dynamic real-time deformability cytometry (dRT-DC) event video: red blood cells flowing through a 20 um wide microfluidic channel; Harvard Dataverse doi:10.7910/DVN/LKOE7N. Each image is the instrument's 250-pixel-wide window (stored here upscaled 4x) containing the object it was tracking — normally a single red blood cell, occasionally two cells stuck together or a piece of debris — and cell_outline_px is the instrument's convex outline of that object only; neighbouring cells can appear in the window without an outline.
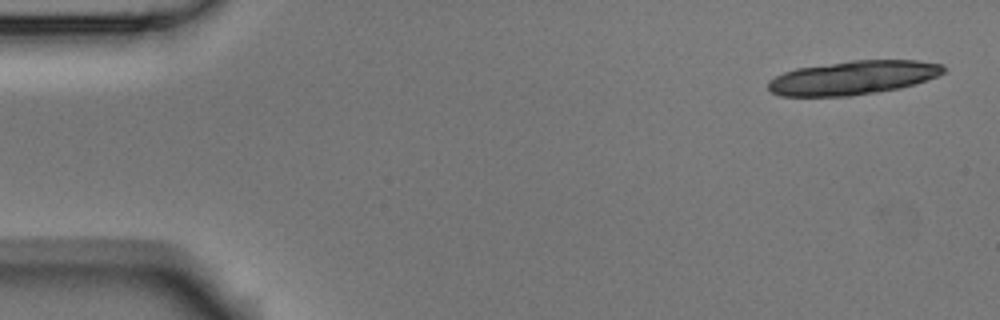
{"species": "Egyptian fruit bat (a non-hibernating species)", "species_latin": "Rousettus aegyptiacus", "temperature_condition": "room temperature", "stored_images_in_passage": 6, "camera_frame_rate_fps": 3000, "um_per_image_px": 0.085, "animal": {"sex": "male"}, "frame": {"image": 1, "passage_image": 1, "time_ms": 0.0, "image_size_px": [1000, 320], "cell_outline_px": [[948, 68], [940, 76], [928, 80], [900, 88], [852, 96], [780, 96], [772, 92], [768, 88], [768, 80], [784, 72], [796, 68], [852, 60], [916, 60], [944, 64]], "centroid_in_image_um": [72.56, 6.6], "position_along_channel_um": 12.4, "area_um2": 34.85}}
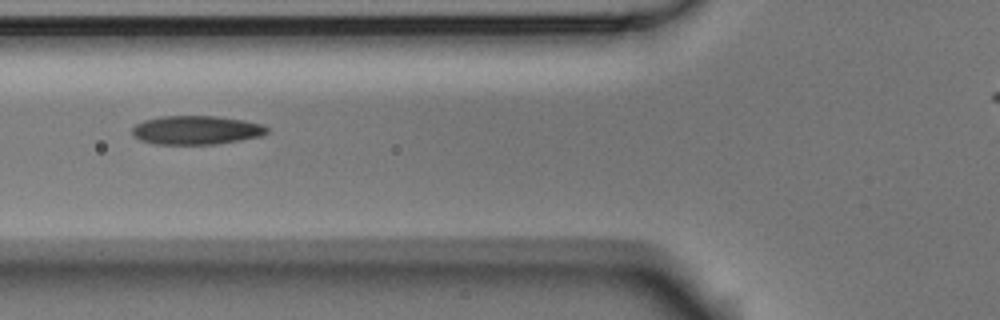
{"frame": {"image": 2, "passage_image": 6, "time_ms": 1.667, "image_size_px": [1000, 320], "cell_outline_px": [[268, 132], [260, 136], [240, 140], [216, 144], [156, 144], [140, 140], [132, 136], [132, 128], [136, 124], [144, 120], [160, 116], [216, 116], [244, 120], [264, 124], [268, 128]], "centroid_in_image_um": [16.68, 11.05], "position_along_channel_um": 109.1, "area_um2": 22.72}}